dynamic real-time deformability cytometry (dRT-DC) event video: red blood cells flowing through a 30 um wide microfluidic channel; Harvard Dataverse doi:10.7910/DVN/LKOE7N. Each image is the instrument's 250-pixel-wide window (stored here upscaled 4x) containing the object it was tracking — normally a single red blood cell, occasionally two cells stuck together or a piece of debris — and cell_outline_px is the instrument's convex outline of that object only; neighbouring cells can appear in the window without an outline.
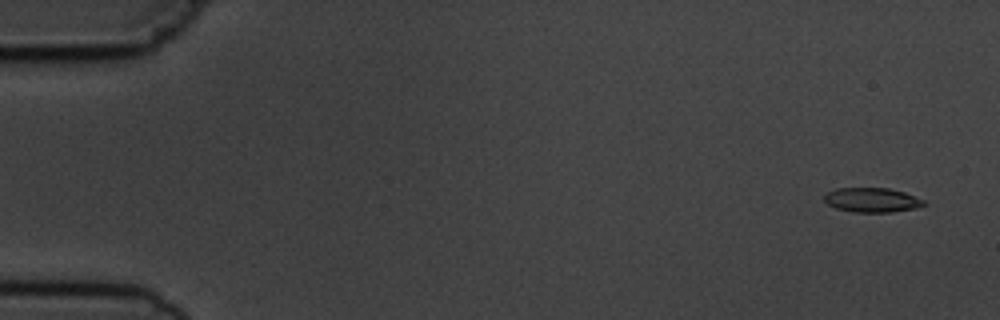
{"species": "common noctule bat (a hibernating species)", "species_latin": "Nyctalus noctula", "temperature_condition": "cold", "stored_images_in_passage": 5, "camera_frame_rate_fps": 3000, "um_per_image_px": 0.085, "animal": {"sex": "male", "body_mass_g": 19.5, "forearm_length_mm": 54.6}, "frame": {"image": 1, "passage_image": 1, "time_ms": 0.0, "image_size_px": [1000, 320], "cell_outline_px": [[928, 204], [916, 208], [892, 212], [852, 212], [836, 208], [828, 204], [824, 200], [824, 196], [828, 192], [836, 188], [888, 188], [904, 192], [924, 200]], "centroid_in_image_um": [74.13, 17.0], "position_along_channel_um": 10.9, "area_um2": 14.22}}
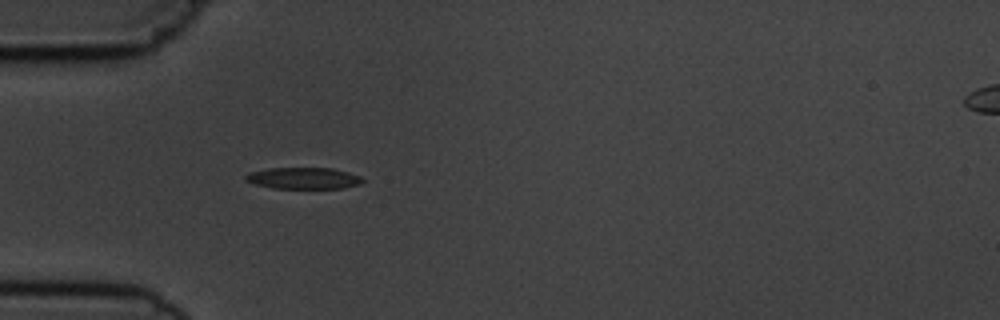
{"frame": {"image": 2, "passage_image": 5, "time_ms": 4.667, "image_size_px": [1000, 320], "cell_outline_px": [[364, 180], [360, 184], [344, 188], [272, 188], [256, 184], [244, 180], [244, 176], [248, 172], [268, 168], [332, 168], [348, 172], [360, 176]], "centroid_in_image_um": [25.77, 15.14], "position_along_channel_um": 59.2, "area_um2": 14.68}}